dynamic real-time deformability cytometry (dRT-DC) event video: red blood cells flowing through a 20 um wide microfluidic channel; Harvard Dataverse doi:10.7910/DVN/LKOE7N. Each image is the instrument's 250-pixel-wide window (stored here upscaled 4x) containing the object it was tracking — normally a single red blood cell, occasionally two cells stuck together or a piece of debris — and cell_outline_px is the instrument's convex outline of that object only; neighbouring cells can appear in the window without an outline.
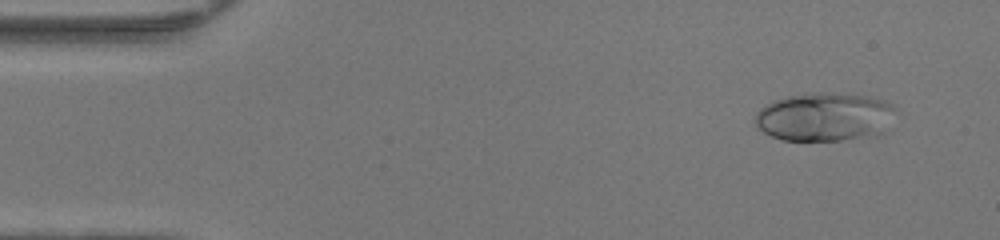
{"species": "human", "species_latin": "Homo sapiens", "temperature_condition": "warm", "stored_images_in_passage": 48, "camera_frame_rate_fps": 3000, "um_per_image_px": 0.085, "donor": {"sex": "female"}, "frame": {"image": 1, "passage_image": 4, "time_ms": 1.0, "image_size_px": [1000, 240], "cell_outline_px": [[892, 108], [884, 132], [876, 136], [840, 140], [784, 140], [772, 136], [764, 132], [756, 124], [756, 112], [760, 108], [776, 100], [788, 96], [864, 96], [884, 100], [892, 104]], "centroid_in_image_um": [70.06, 10.0], "position_along_channel_um": 14.9, "area_um2": 37.86}}
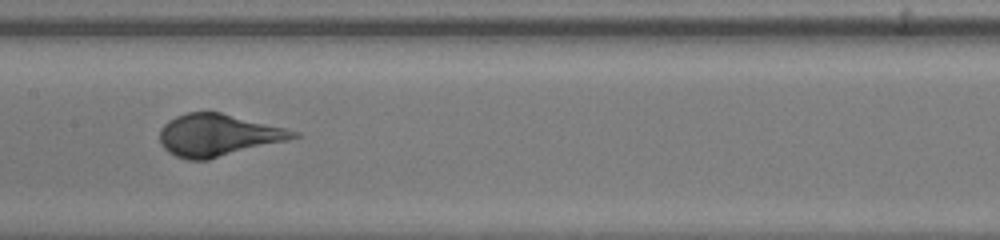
{"frame": {"image": 2, "passage_image": 24, "time_ms": 7.667, "image_size_px": [1000, 240], "cell_outline_px": [[304, 136], [208, 160], [188, 160], [176, 156], [168, 152], [160, 144], [160, 128], [168, 120], [176, 116], [188, 112], [220, 112], [300, 132]], "centroid_in_image_um": [18.52, 11.5], "position_along_channel_um": 188.9, "area_um2": 32.77}}
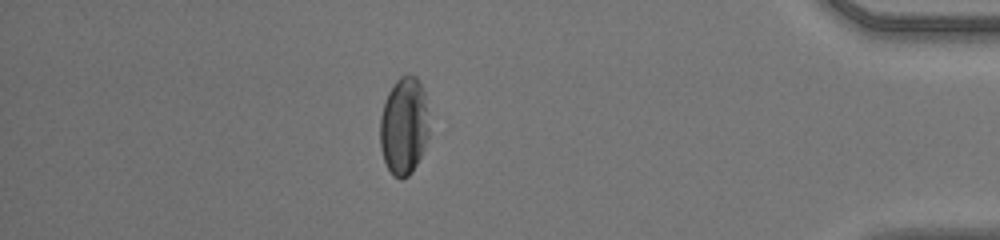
{"frame": {"image": 3, "passage_image": 42, "time_ms": 13.667, "image_size_px": [1000, 240], "cell_outline_px": [[428, 136], [420, 156], [412, 172], [408, 176], [400, 180], [392, 176], [384, 160], [380, 148], [380, 116], [388, 92], [396, 80], [400, 76], [408, 72], [416, 76], [424, 92], [428, 112]], "centroid_in_image_um": [34.32, 10.7], "position_along_channel_um": 400.9, "area_um2": 28.09}, "authors_computed_cell_mechanics": {"area_um2": 33.524, "velocity_mm_per_s": 4.2617, "shape_relaxation_time_tau1_ms": 3.5535, "shape_relaxation_time_tau2_ms": null, "deformation_change_tau1": 0.1955, "deformation_change_tau2": null}}